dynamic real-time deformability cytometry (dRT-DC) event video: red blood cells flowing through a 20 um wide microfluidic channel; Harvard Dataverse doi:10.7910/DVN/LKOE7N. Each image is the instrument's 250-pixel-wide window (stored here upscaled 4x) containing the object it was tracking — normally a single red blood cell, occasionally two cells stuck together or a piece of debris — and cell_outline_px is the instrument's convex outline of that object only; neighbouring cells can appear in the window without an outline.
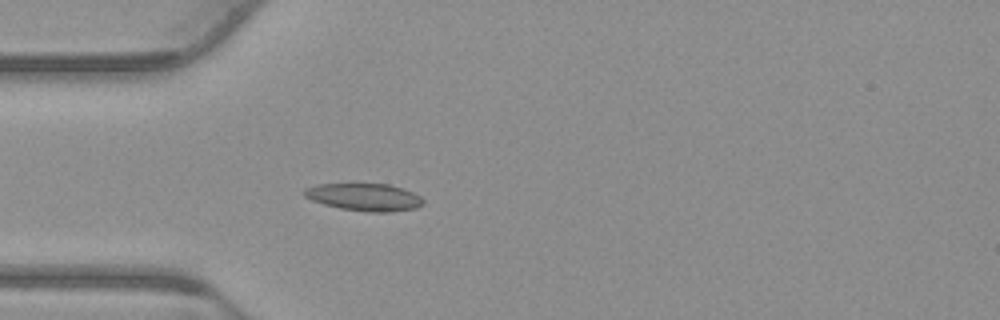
{"species": "common noctule bat (a hibernating species)", "species_latin": "Nyctalus noctula", "temperature_condition": "warm", "stored_images_in_passage": 14, "camera_frame_rate_fps": 3000, "um_per_image_px": 0.085, "animal": {"sex": "male", "body_mass_g": 23.1, "forearm_length_mm": 52.7}, "frame": {"image": 1, "passage_image": 7, "time_ms": 2.0, "image_size_px": [1000, 320], "cell_outline_px": [[424, 204], [416, 208], [392, 212], [368, 212], [340, 208], [324, 204], [312, 200], [304, 196], [300, 192], [304, 188], [316, 184], [388, 184], [404, 188], [420, 196], [424, 200]], "centroid_in_image_um": [30.96, 16.75], "position_along_channel_um": 54.0, "area_um2": 19.19}}